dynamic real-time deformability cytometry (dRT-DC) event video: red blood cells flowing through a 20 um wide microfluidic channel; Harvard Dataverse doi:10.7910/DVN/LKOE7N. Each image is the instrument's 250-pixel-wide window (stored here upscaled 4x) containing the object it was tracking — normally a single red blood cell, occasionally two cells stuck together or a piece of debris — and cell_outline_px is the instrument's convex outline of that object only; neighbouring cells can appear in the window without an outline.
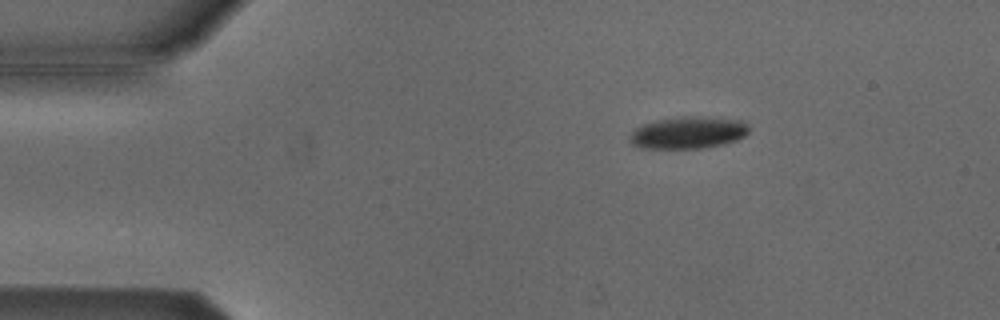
{"species": "Egyptian fruit bat (a non-hibernating species)", "species_latin": "Rousettus aegyptiacus", "temperature_condition": "cold", "stored_images_in_passage": 18, "camera_frame_rate_fps": 3000, "um_per_image_px": 0.085, "animal": {"sex": "male"}, "frame": {"image": 1, "passage_image": 3, "time_ms": 0.667, "image_size_px": [1000, 320], "cell_outline_px": [[748, 132], [744, 136], [736, 140], [720, 144], [700, 148], [640, 148], [632, 144], [628, 140], [632, 132], [636, 128], [644, 124], [656, 120], [680, 116], [700, 116], [744, 120], [748, 124]], "centroid_in_image_um": [58.49, 11.26], "position_along_channel_um": 26.5, "area_um2": 22.25}}
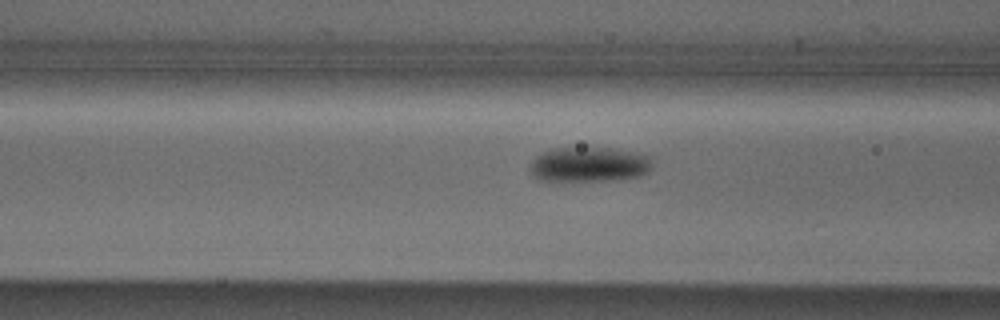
{"frame": {"image": 2, "passage_image": 15, "time_ms": 4.667, "image_size_px": [1000, 320], "cell_outline_px": [[652, 168], [648, 172], [640, 176], [616, 180], [540, 180], [532, 176], [528, 168], [532, 160], [536, 156], [552, 148], [608, 148], [632, 152], [652, 156]], "centroid_in_image_um": [50.08, 13.98], "position_along_channel_um": 116.5, "area_um2": 24.91}}
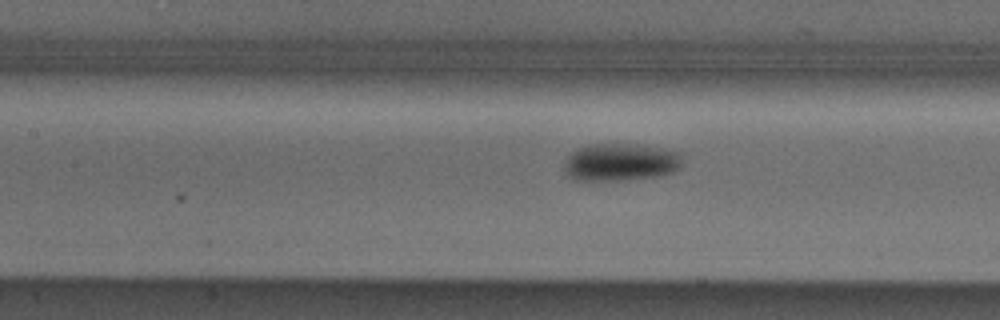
{"frame": {"image": 3, "passage_image": 18, "time_ms": 5.667, "image_size_px": [1000, 320], "cell_outline_px": [[684, 156], [680, 168], [672, 172], [656, 176], [620, 180], [580, 180], [568, 176], [564, 168], [564, 164], [568, 156], [576, 148], [588, 144], [644, 144], [664, 148], [680, 152]], "centroid_in_image_um": [52.79, 13.76], "position_along_channel_um": 154.6, "area_um2": 26.13}}